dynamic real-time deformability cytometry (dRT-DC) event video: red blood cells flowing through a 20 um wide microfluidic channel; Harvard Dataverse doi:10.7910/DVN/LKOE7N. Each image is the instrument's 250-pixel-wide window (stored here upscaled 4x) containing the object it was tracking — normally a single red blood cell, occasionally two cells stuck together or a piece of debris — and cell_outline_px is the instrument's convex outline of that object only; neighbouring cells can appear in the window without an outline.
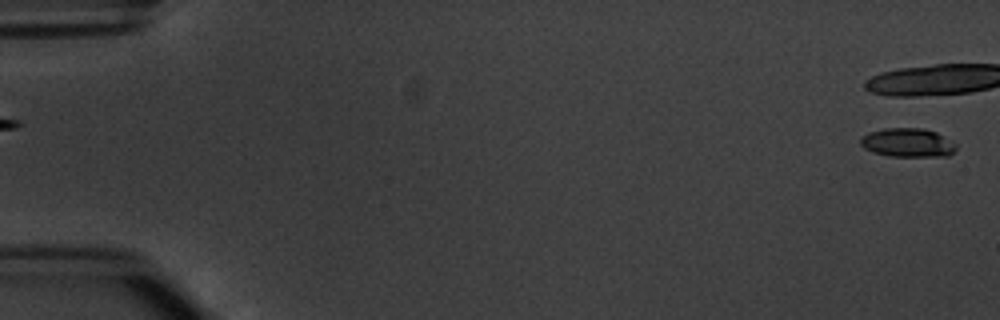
{"species": "common noctule bat (a hibernating species)", "species_latin": "Nyctalus noctula", "temperature_condition": "warm", "stored_images_in_passage": 2, "segment_of_instrument_passage": [2, 2], "camera_frame_rate_fps": 3000, "um_per_image_px": 0.085, "animal": {"sex": "male", "body_mass_g": 20.1, "forearm_length_mm": 53.5}, "frame": {"image": 1, "passage_image": 2, "time_ms": 1.0, "image_size_px": [1000, 320], "cell_outline_px": [[956, 148], [948, 156], [888, 156], [872, 152], [864, 148], [860, 144], [860, 136], [868, 132], [884, 128], [924, 128], [936, 132], [956, 144]], "centroid_in_image_um": [77.1, 12.12], "position_along_channel_um": 7.9, "area_um2": 16.13}}